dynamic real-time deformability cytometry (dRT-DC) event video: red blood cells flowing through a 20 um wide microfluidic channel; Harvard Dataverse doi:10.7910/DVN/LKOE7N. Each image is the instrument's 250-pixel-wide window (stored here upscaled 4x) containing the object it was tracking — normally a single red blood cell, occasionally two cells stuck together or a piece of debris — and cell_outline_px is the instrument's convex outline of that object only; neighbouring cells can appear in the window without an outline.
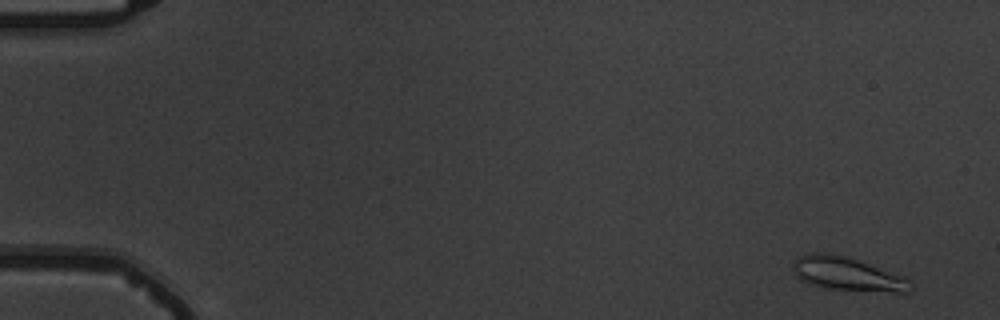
{"species": "common noctule bat (a hibernating species)", "species_latin": "Nyctalus noctula", "temperature_condition": "warm", "stored_images_in_passage": 6, "camera_frame_rate_fps": 3000, "um_per_image_px": 0.085, "animal": {"sex": "male", "body_mass_g": 19.5, "forearm_length_mm": 54.6}, "frame": {"image": 1, "passage_image": 2, "time_ms": 1.0, "image_size_px": [1000, 320], "cell_outline_px": [[912, 292], [896, 292], [828, 288], [812, 284], [800, 280], [796, 276], [792, 268], [792, 260], [800, 256], [812, 252], [828, 252], [844, 256], [904, 276], [912, 284]], "centroid_in_image_um": [71.98, 23.27], "position_along_channel_um": 13.0, "area_um2": 22.72}}
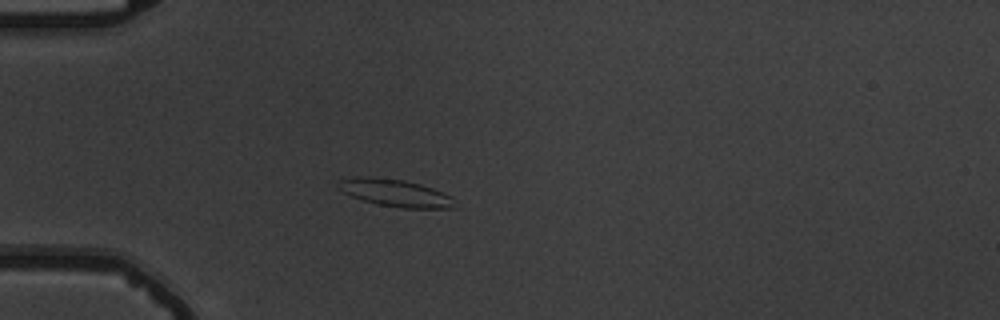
{"frame": {"image": 2, "passage_image": 6, "time_ms": 5.667, "image_size_px": [1000, 320], "cell_outline_px": [[460, 208], [400, 208], [376, 204], [352, 196], [336, 188], [336, 184], [340, 180], [356, 176], [368, 176], [404, 180], [420, 184], [432, 188], [452, 196]], "centroid_in_image_um": [33.63, 16.4], "position_along_channel_um": 51.4, "area_um2": 18.79}}